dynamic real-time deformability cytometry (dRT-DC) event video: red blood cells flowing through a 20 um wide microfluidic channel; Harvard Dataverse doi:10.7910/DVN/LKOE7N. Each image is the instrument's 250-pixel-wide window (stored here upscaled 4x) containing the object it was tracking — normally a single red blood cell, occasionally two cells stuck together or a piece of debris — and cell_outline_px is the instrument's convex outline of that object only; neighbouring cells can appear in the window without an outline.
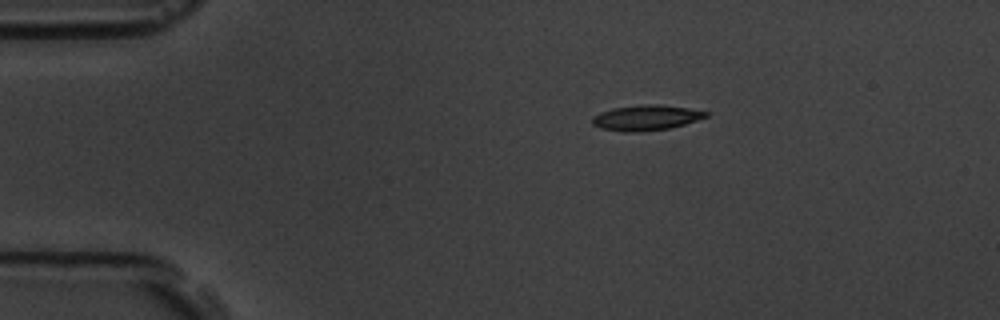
{"species": "common noctule bat (a hibernating species)", "species_latin": "Nyctalus noctula", "temperature_condition": "room temperature", "stored_images_in_passage": 4, "camera_frame_rate_fps": 3000, "um_per_image_px": 0.085, "animal": {"sex": "male", "body_mass_g": 19.5, "forearm_length_mm": 54.6}, "frame": {"image": 1, "passage_image": 1, "time_ms": 0.0, "image_size_px": [1000, 320], "cell_outline_px": [[708, 116], [684, 124], [668, 128], [640, 132], [624, 132], [600, 128], [592, 124], [592, 116], [600, 112], [612, 108], [648, 104], [656, 104], [688, 108], [708, 112]], "centroid_in_image_um": [54.87, 10.01], "position_along_channel_um": 30.1, "area_um2": 16.65}}
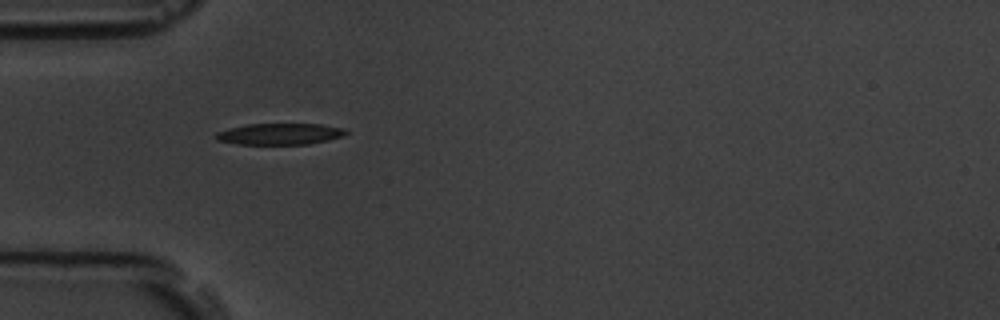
{"frame": {"image": 2, "passage_image": 3, "time_ms": 2.333, "image_size_px": [1000, 320], "cell_outline_px": [[348, 132], [344, 136], [328, 140], [308, 144], [236, 144], [216, 140], [216, 132], [228, 128], [248, 124], [320, 124], [344, 128]], "centroid_in_image_um": [23.78, 11.39], "position_along_channel_um": 61.2, "area_um2": 16.18}}
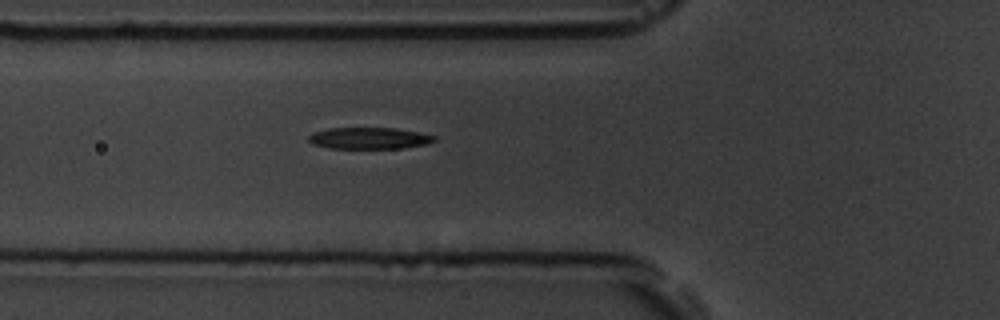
{"frame": {"image": 3, "passage_image": 4, "time_ms": 3.333, "image_size_px": [1000, 320], "cell_outline_px": [[436, 140], [428, 144], [404, 148], [328, 148], [312, 144], [308, 140], [308, 136], [312, 132], [328, 128], [396, 128], [436, 136]], "centroid_in_image_um": [31.36, 11.75], "position_along_channel_um": 94.4, "area_um2": 15.84}}